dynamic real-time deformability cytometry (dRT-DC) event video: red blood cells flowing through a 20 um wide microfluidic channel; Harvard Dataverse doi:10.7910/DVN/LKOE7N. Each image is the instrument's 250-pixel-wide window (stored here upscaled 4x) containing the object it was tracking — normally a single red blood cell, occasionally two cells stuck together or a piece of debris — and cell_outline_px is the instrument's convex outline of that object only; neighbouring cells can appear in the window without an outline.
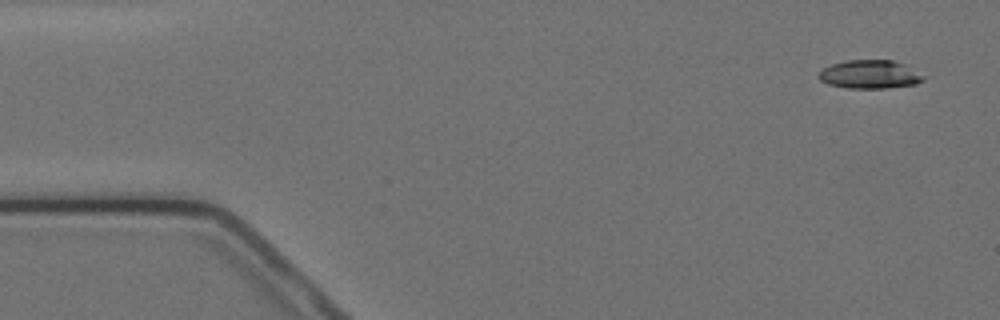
{"species": "Egyptian fruit bat (a non-hibernating species)", "species_latin": "Rousettus aegyptiacus", "temperature_condition": "cold", "stored_images_in_passage": 4, "camera_frame_rate_fps": 3000, "um_per_image_px": 0.085, "animal": {"sex": "female"}, "frame": {"image": 1, "passage_image": 1, "time_ms": 0.0, "image_size_px": [1000, 320], "cell_outline_px": [[928, 76], [924, 80], [916, 84], [884, 88], [848, 88], [828, 84], [820, 80], [816, 76], [824, 68], [832, 64], [848, 60], [892, 60], [904, 64]], "centroid_in_image_um": [73.97, 6.32], "position_along_channel_um": 11.0, "area_um2": 17.46}}
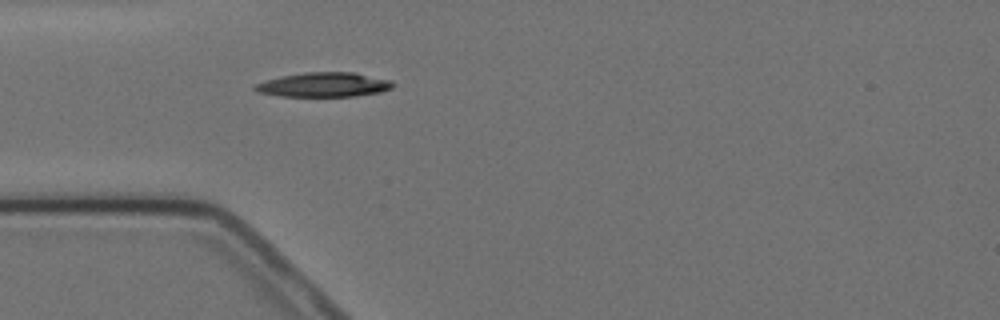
{"frame": {"image": 2, "passage_image": 4, "time_ms": 4.333, "image_size_px": [1000, 320], "cell_outline_px": [[396, 84], [392, 88], [380, 92], [356, 96], [280, 96], [256, 92], [252, 88], [256, 84], [280, 76], [304, 72], [352, 72], [392, 80]], "centroid_in_image_um": [27.55, 7.2], "position_along_channel_um": 57.5, "area_um2": 19.71}}